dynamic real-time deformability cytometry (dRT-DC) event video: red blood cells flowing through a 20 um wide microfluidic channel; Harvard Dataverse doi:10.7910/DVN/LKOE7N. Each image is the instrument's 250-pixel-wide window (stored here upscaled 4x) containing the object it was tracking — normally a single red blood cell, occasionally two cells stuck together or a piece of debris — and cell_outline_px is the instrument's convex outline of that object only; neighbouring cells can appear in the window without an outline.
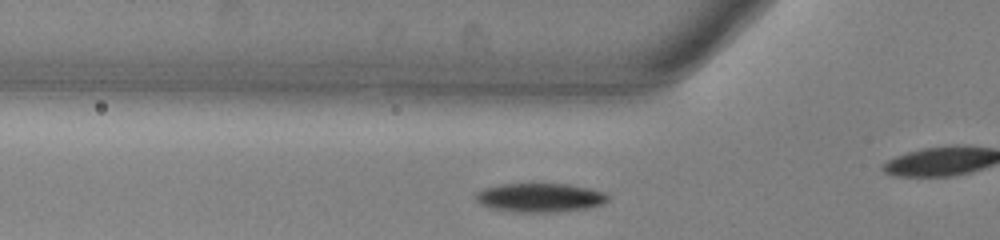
{"species": "common noctule bat (a hibernating species)", "species_latin": "Nyctalus noctula", "temperature_condition": "warm", "stored_images_in_passage": 38, "camera_frame_rate_fps": 3000, "um_per_image_px": 0.085, "animal": {"sex": "male", "body_mass_g": 13.0, "forearm_length_mm": 53.1}, "frame": {"image": 1, "passage_image": 14, "time_ms": 4.333, "image_size_px": [1000, 240], "cell_outline_px": [[608, 200], [604, 204], [588, 208], [548, 212], [516, 212], [488, 208], [480, 204], [476, 200], [476, 192], [484, 188], [500, 184], [568, 184], [588, 188], [604, 192], [608, 196]], "centroid_in_image_um": [45.87, 16.8], "position_along_channel_um": 79.9, "area_um2": 22.25}}
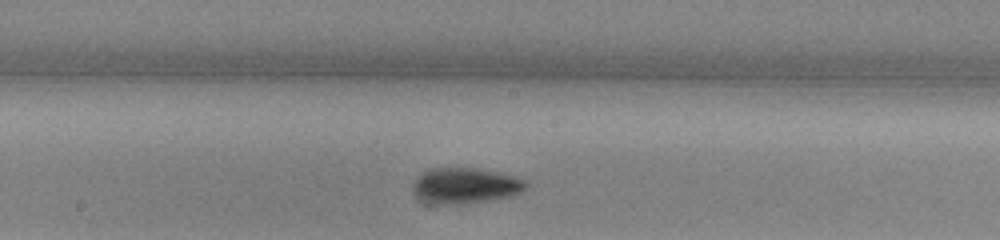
{"frame": {"image": 2, "passage_image": 24, "time_ms": 7.667, "image_size_px": [1000, 240], "cell_outline_px": [[528, 188], [520, 192], [508, 196], [488, 200], [460, 204], [428, 204], [420, 200], [412, 192], [412, 184], [416, 176], [428, 168], [476, 168], [516, 176], [524, 180], [528, 184]], "centroid_in_image_um": [39.48, 15.78], "position_along_channel_um": 208.7, "area_um2": 23.81}}
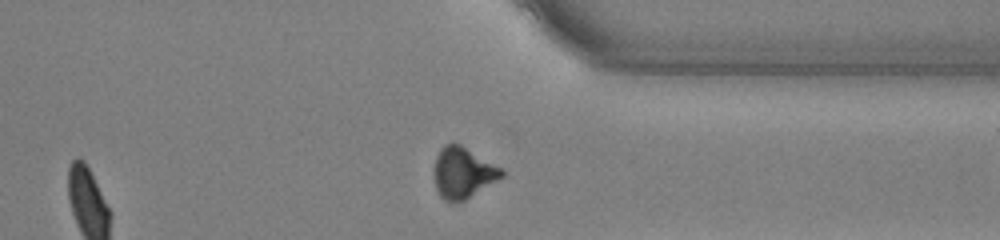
{"frame": {"image": 3, "passage_image": 37, "time_ms": 12.0, "image_size_px": [1000, 240], "cell_outline_px": [[504, 176], [464, 200], [456, 204], [452, 204], [444, 200], [440, 196], [436, 188], [432, 176], [432, 172], [436, 156], [440, 148], [444, 144], [452, 140], [460, 144], [504, 168]], "centroid_in_image_um": [39.31, 14.66], "position_along_channel_um": 372.1, "area_um2": 20.75}}